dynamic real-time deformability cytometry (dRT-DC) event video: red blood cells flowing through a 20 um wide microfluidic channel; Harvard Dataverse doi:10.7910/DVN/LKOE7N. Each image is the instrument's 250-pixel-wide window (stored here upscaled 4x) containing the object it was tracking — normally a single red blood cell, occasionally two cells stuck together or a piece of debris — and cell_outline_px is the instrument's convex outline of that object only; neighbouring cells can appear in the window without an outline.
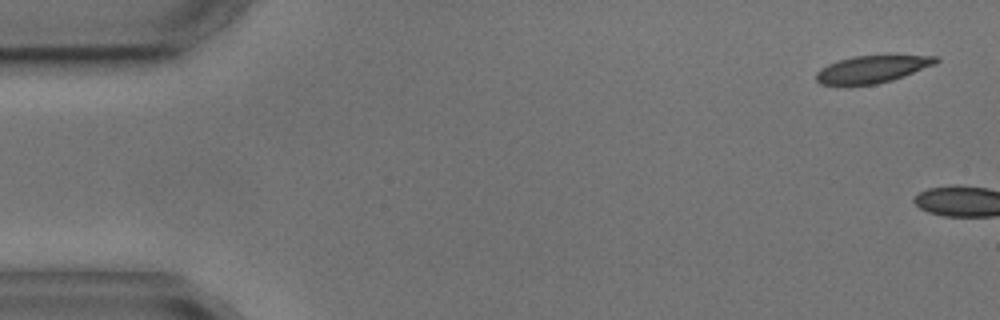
{"species": "common noctule bat (a hibernating species)", "species_latin": "Nyctalus noctula", "temperature_condition": "cold", "stored_images_in_passage": 7, "camera_frame_rate_fps": 3000, "um_per_image_px": 0.085, "animal": {"sex": "male", "body_mass_g": 17.9, "forearm_length_mm": 54.2}, "frame": {"image": 1, "passage_image": 1, "time_ms": 0.0, "image_size_px": [1000, 320], "cell_outline_px": [[940, 60], [936, 64], [904, 76], [892, 80], [876, 84], [820, 84], [816, 80], [816, 72], [820, 68], [828, 64], [840, 60], [856, 56], [936, 56]], "centroid_in_image_um": [74.14, 5.88], "position_along_channel_um": 10.9, "area_um2": 18.61}}